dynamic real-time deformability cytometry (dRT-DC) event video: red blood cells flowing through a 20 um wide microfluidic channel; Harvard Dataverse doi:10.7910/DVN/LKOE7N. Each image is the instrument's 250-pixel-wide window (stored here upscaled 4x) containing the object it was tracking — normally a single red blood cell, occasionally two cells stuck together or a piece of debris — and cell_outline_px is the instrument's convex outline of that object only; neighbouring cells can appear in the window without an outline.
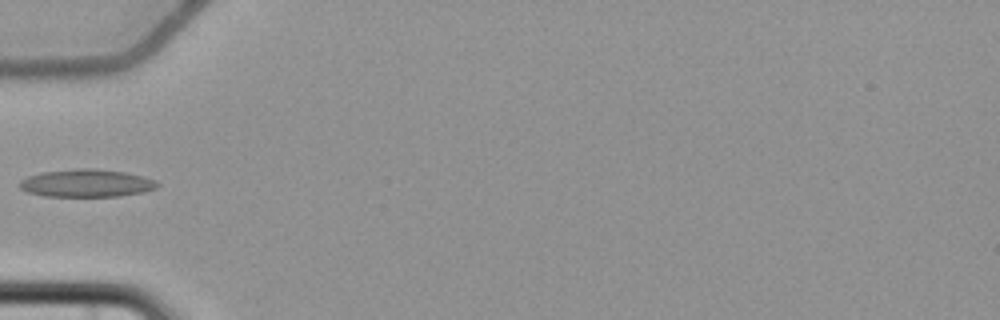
{"species": "common noctule bat (a hibernating species)", "species_latin": "Nyctalus noctula", "temperature_condition": "cold", "stored_images_in_passage": 3, "camera_frame_rate_fps": 3000, "um_per_image_px": 0.085, "animal": {"sex": "female", "body_mass_g": 22.7, "forearm_length_mm": 54.2}, "frame": {"image": 1, "passage_image": 3, "time_ms": 2.333, "image_size_px": [1000, 320], "cell_outline_px": [[160, 184], [156, 188], [144, 192], [120, 196], [44, 196], [28, 192], [20, 188], [20, 180], [28, 176], [40, 172], [80, 168], [96, 168], [124, 172], [156, 180]], "centroid_in_image_um": [7.36, 15.56], "position_along_channel_um": 77.6, "area_um2": 22.25}}